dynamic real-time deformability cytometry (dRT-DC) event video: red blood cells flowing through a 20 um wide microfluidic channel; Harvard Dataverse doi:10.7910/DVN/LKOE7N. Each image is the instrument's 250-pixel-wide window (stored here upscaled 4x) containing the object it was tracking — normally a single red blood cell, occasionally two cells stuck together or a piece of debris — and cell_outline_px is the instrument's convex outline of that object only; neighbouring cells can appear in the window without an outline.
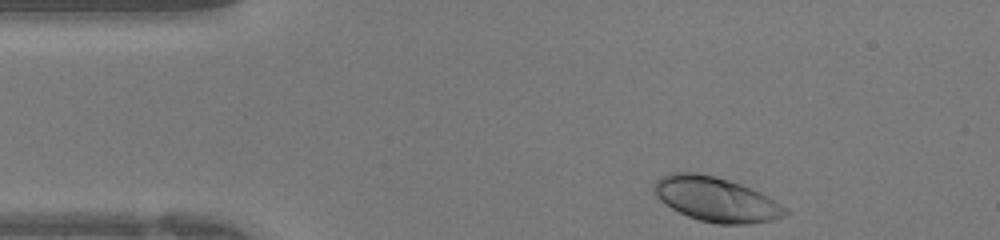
{"species": "human", "species_latin": "Homo sapiens", "temperature_condition": "warm", "stored_images_in_passage": 30, "camera_frame_rate_fps": 3000, "um_per_image_px": 0.085, "donor": {"sex": "female"}, "frame": {"image": 1, "passage_image": 1, "time_ms": 0.0, "image_size_px": [1000, 240], "cell_outline_px": [[792, 212], [784, 216], [772, 220], [752, 224], [716, 224], [700, 220], [688, 216], [672, 208], [660, 200], [656, 196], [652, 188], [656, 180], [660, 176], [672, 172], [696, 172], [728, 180], [752, 188], [768, 196]], "centroid_in_image_um": [60.87, 16.94], "position_along_channel_um": 24.1, "area_um2": 34.1}}
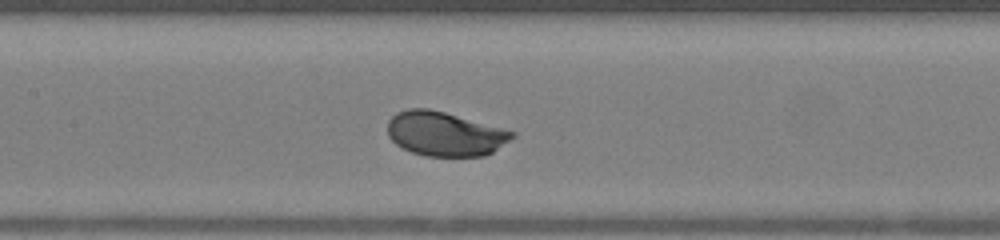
{"frame": {"image": 2, "passage_image": 14, "time_ms": 4.333, "image_size_px": [1000, 240], "cell_outline_px": [[516, 136], [492, 152], [484, 156], [424, 156], [412, 152], [396, 144], [388, 136], [388, 120], [396, 112], [408, 108], [428, 108], [444, 112], [516, 132]], "centroid_in_image_um": [37.79, 11.38], "position_along_channel_um": 169.6, "area_um2": 32.02}}
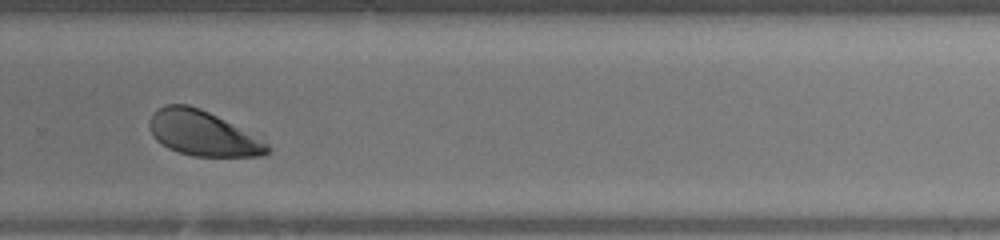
{"frame": {"image": 3, "passage_image": 23, "time_ms": 7.333, "image_size_px": [1000, 240], "cell_outline_px": [[272, 148], [268, 152], [260, 156], [192, 156], [168, 148], [156, 140], [152, 136], [148, 124], [148, 120], [164, 104], [188, 104], [200, 108], [216, 116], [268, 144]], "centroid_in_image_um": [17.17, 11.34], "position_along_channel_um": 312.6, "area_um2": 30.29}}